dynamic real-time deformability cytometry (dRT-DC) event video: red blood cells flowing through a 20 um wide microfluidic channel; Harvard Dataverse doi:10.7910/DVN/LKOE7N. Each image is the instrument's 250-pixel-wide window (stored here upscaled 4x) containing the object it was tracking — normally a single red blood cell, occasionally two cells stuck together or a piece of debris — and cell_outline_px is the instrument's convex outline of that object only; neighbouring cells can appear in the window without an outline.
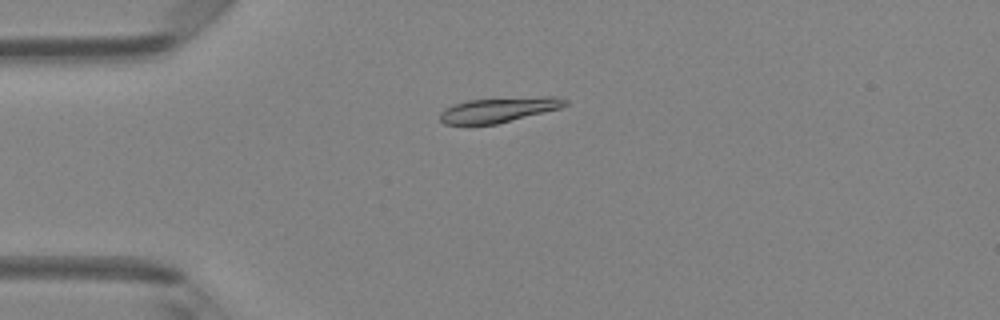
{"species": "Egyptian fruit bat (a non-hibernating species)", "species_latin": "Rousettus aegyptiacus", "temperature_condition": "room temperature", "stored_images_in_passage": 7, "camera_frame_rate_fps": 3000, "um_per_image_px": 0.085, "animal": {"sex": "female"}, "frame": {"image": 1, "passage_image": 4, "time_ms": 1.0, "image_size_px": [1000, 320], "cell_outline_px": [[568, 104], [560, 108], [496, 124], [444, 124], [440, 120], [440, 112], [444, 108], [452, 104], [468, 100], [544, 96], [552, 96], [568, 100]], "centroid_in_image_um": [42.37, 9.32], "position_along_channel_um": 42.6, "area_um2": 18.09}}
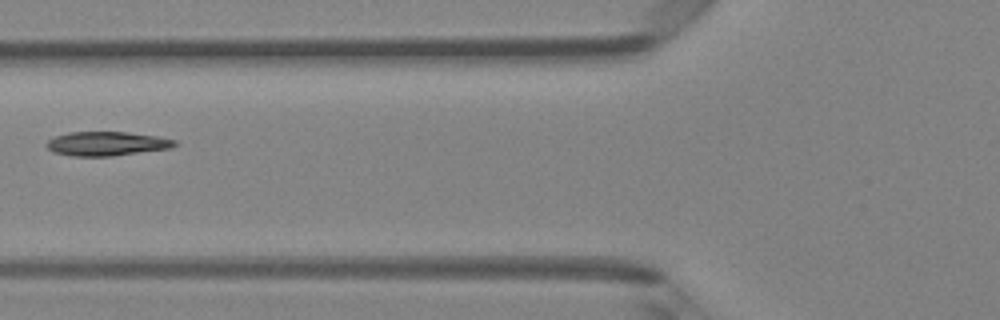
{"frame": {"image": 2, "passage_image": 6, "time_ms": 1.667, "image_size_px": [1000, 320], "cell_outline_px": [[176, 144], [172, 148], [112, 156], [72, 156], [52, 152], [44, 144], [48, 140], [56, 136], [68, 132], [124, 132], [156, 136], [176, 140]], "centroid_in_image_um": [9.04, 12.22], "position_along_channel_um": 116.8, "area_um2": 17.98}}
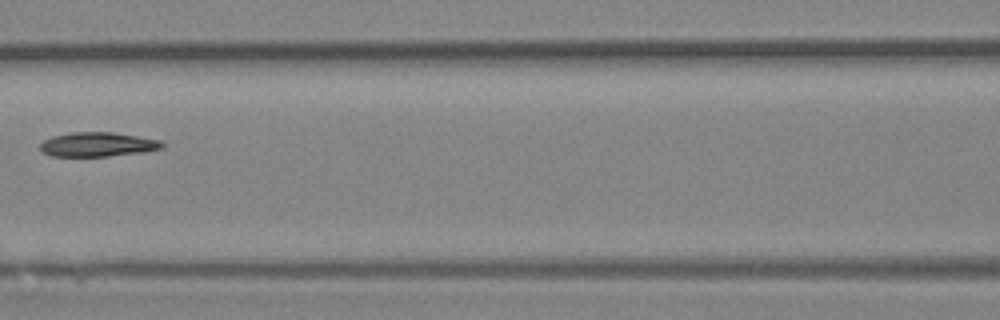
{"frame": {"image": 3, "passage_image": 7, "time_ms": 2.0, "image_size_px": [1000, 320], "cell_outline_px": [[164, 144], [160, 148], [144, 152], [108, 156], [52, 156], [40, 152], [40, 144], [44, 140], [52, 136], [72, 132], [112, 132], [160, 140]], "centroid_in_image_um": [8.25, 12.28], "position_along_channel_um": 158.3, "area_um2": 17.22}}